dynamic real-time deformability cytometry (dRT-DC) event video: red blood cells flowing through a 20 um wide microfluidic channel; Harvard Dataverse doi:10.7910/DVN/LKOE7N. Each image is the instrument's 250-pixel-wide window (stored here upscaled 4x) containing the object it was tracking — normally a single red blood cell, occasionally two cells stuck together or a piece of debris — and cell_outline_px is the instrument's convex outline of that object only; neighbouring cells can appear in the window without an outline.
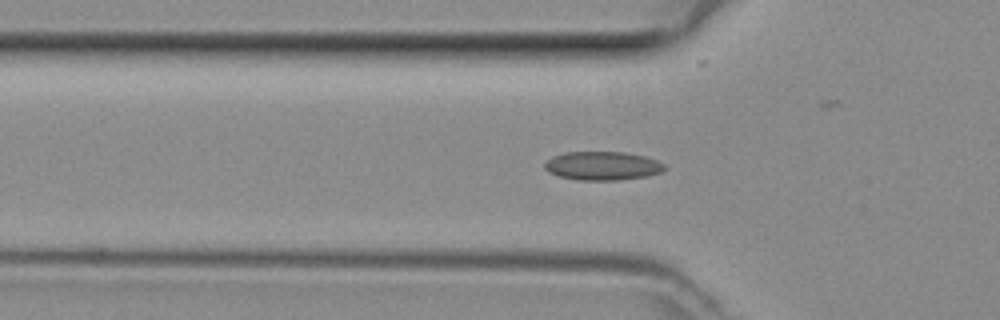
{"species": "common noctule bat (a hibernating species)", "species_latin": "Nyctalus noctula", "temperature_condition": "room temperature", "stored_images_in_passage": 30, "camera_frame_rate_fps": 3000, "um_per_image_px": 0.085, "animal": {"sex": "female", "body_mass_g": 29.2, "forearm_length_mm": 56.3}, "frame": {"image": 1, "passage_image": 2, "time_ms": 0.333, "image_size_px": [1000, 320], "cell_outline_px": [[664, 168], [660, 172], [644, 176], [616, 180], [580, 180], [560, 176], [548, 172], [544, 168], [544, 164], [552, 156], [564, 152], [624, 152], [644, 156], [656, 160], [664, 164]], "centroid_in_image_um": [51.16, 14.08], "position_along_channel_um": 74.6, "area_um2": 19.77}}
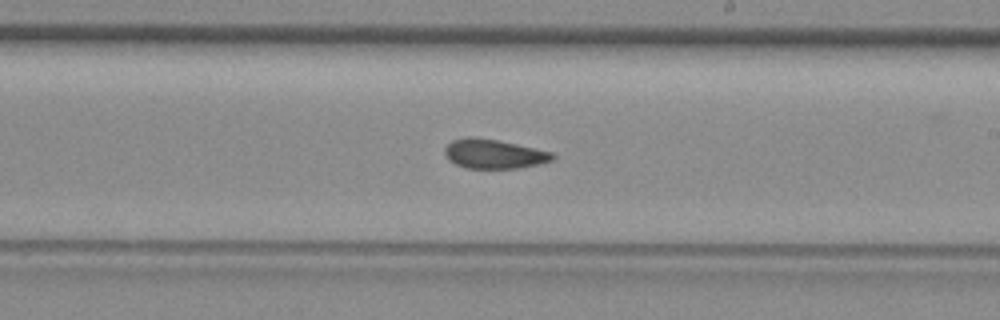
{"frame": {"image": 2, "passage_image": 14, "time_ms": 4.333, "image_size_px": [1000, 320], "cell_outline_px": [[556, 156], [552, 160], [520, 168], [468, 168], [456, 164], [448, 160], [444, 152], [444, 148], [452, 140], [496, 140], [516, 144], [552, 152]], "centroid_in_image_um": [42.01, 13.13], "position_along_channel_um": 247.0, "area_um2": 17.57}}
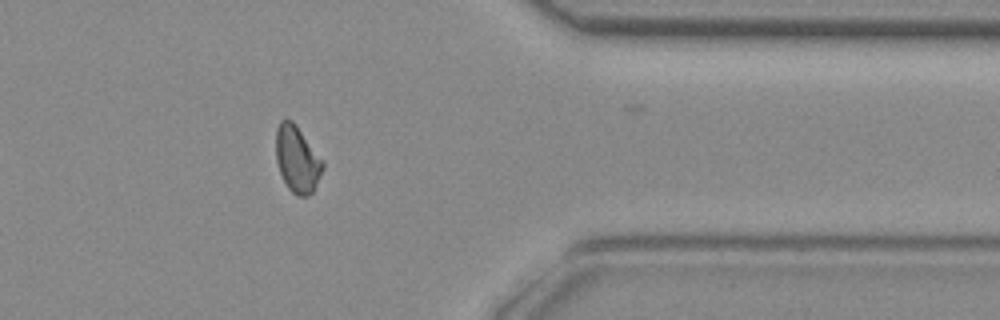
{"frame": {"image": 3, "passage_image": 25, "time_ms": 8.0, "image_size_px": [1000, 320], "cell_outline_px": [[324, 168], [312, 192], [308, 196], [296, 196], [288, 188], [280, 172], [276, 160], [276, 128], [280, 120], [292, 120], [296, 124], [324, 160]], "centroid_in_image_um": [25.27, 13.52], "position_along_channel_um": 386.1, "area_um2": 18.26}}